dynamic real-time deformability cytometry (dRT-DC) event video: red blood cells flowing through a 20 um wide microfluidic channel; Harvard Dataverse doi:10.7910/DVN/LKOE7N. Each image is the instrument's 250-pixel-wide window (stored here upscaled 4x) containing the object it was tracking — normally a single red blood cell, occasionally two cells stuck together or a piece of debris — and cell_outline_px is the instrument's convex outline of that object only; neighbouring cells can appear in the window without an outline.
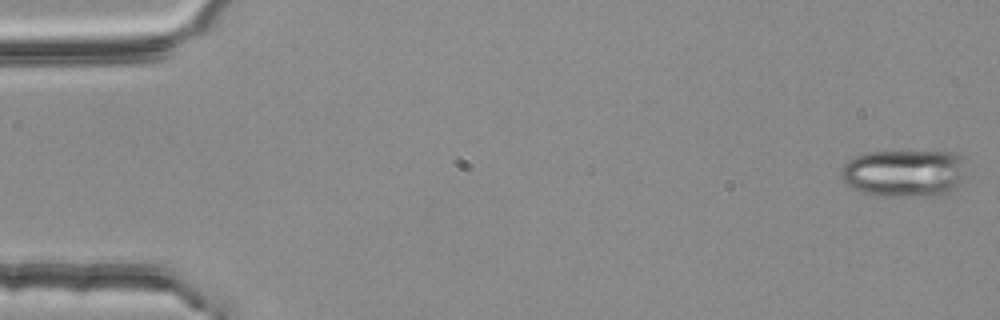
{"species": "common noctule bat (a hibernating species)", "species_latin": "Nyctalus noctula", "temperature_condition": "room temperature", "stored_images_in_passage": 4, "camera_frame_rate_fps": 3000, "um_per_image_px": 0.085, "animal": {"sex": "female", "body_mass_g": 25.1}, "frame": {"image": 1, "passage_image": 1, "time_ms": 0.0, "image_size_px": [1000, 320], "cell_outline_px": [[972, 176], [944, 196], [876, 196], [852, 188], [844, 184], [840, 176], [840, 172], [844, 164], [848, 160], [864, 152], [952, 152], [960, 156]], "centroid_in_image_um": [76.94, 14.74], "position_along_channel_um": 8.1, "area_um2": 35.66}}
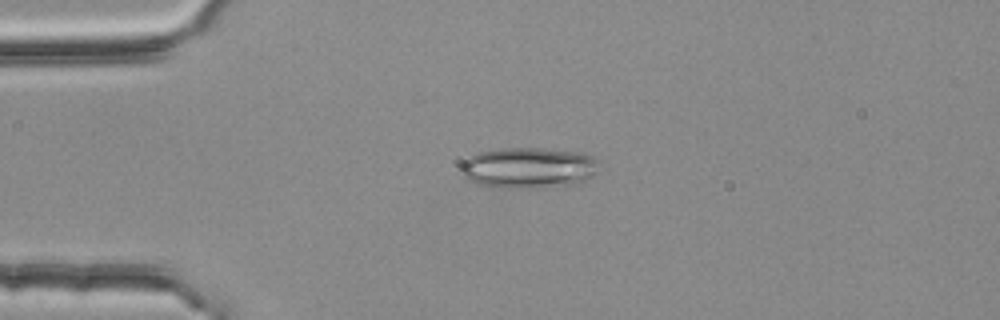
{"frame": {"image": 2, "passage_image": 3, "time_ms": 0.667, "image_size_px": [1000, 320], "cell_outline_px": [[600, 172], [596, 176], [572, 184], [532, 188], [492, 188], [468, 180], [460, 172], [460, 164], [468, 156], [476, 152], [500, 148], [540, 148], [580, 152], [592, 156], [600, 160]], "centroid_in_image_um": [44.94, 14.26], "position_along_channel_um": 40.1, "area_um2": 33.64}}